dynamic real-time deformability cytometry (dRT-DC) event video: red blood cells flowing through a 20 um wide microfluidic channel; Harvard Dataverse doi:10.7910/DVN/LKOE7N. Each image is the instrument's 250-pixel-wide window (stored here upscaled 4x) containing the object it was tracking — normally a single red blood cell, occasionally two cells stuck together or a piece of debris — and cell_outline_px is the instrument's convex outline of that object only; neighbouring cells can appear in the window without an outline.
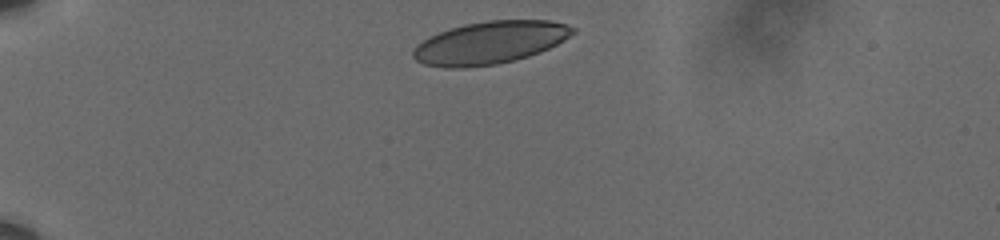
{"species": "human", "species_latin": "Homo sapiens", "temperature_condition": "cold", "stored_images_in_passage": 20, "camera_frame_rate_fps": 3000, "um_per_image_px": 0.085, "donor": {"sex": "male"}, "frame": {"image": 1, "passage_image": 1, "time_ms": 0.0, "image_size_px": [1000, 240], "cell_outline_px": [[576, 32], [564, 40], [540, 52], [516, 60], [496, 64], [464, 68], [444, 68], [424, 64], [416, 60], [412, 56], [412, 52], [416, 44], [428, 36], [464, 24], [488, 20], [548, 20], [564, 24], [576, 28]], "centroid_in_image_um": [41.62, 3.63], "position_along_channel_um": 43.4, "area_um2": 39.71}}
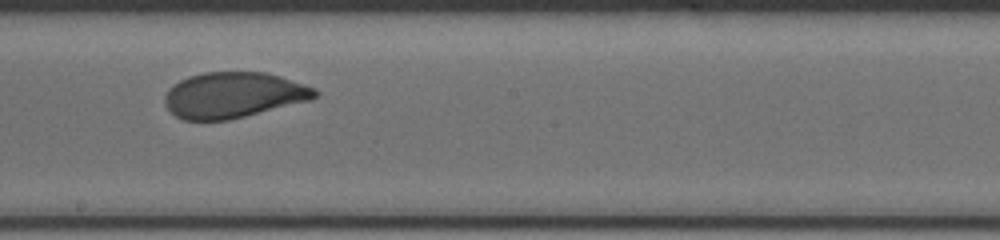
{"frame": {"image": 2, "passage_image": 11, "time_ms": 3.333, "image_size_px": [1000, 240], "cell_outline_px": [[320, 92], [312, 100], [228, 120], [184, 120], [176, 116], [164, 104], [164, 96], [168, 88], [172, 84], [188, 76], [204, 72], [264, 72], [280, 76], [316, 88]], "centroid_in_image_um": [19.84, 8.07], "position_along_channel_um": 228.4, "area_um2": 40.17}}
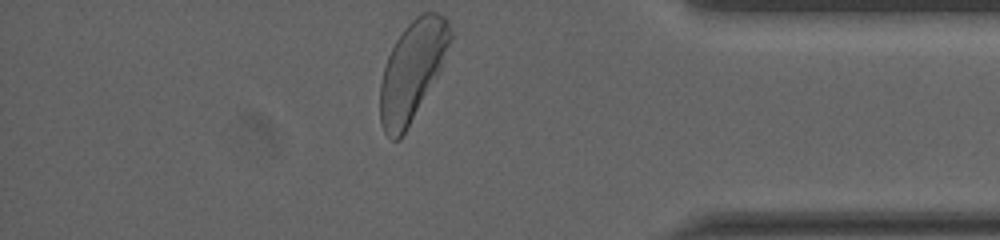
{"frame": {"image": 3, "passage_image": 20, "time_ms": 6.333, "image_size_px": [1000, 240], "cell_outline_px": [[452, 40], [440, 72], [400, 140], [392, 140], [384, 132], [380, 120], [380, 84], [384, 68], [388, 56], [396, 40], [404, 28], [420, 12], [436, 12], [444, 16], [452, 32]], "centroid_in_image_um": [35.05, 5.99], "position_along_channel_um": 400.1, "area_um2": 40.46}}